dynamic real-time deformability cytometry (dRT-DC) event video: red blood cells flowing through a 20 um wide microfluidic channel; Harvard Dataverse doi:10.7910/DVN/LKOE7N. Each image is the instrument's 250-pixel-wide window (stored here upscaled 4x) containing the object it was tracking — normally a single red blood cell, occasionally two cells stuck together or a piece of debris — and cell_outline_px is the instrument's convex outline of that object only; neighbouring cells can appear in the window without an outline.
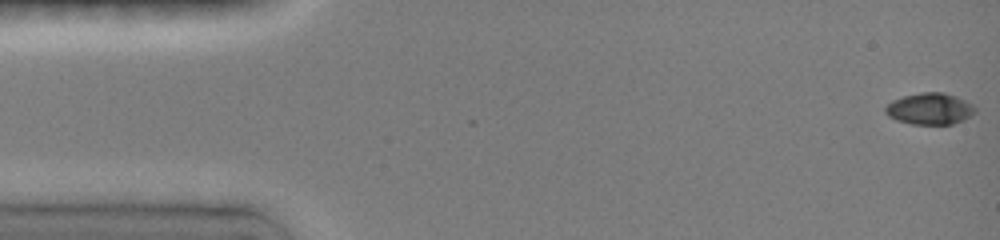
{"species": "common noctule bat (a hibernating species)", "species_latin": "Nyctalus noctula", "temperature_condition": "room temperature", "stored_images_in_passage": 3, "camera_frame_rate_fps": 3000, "um_per_image_px": 0.085, "animal": {"sex": "female", "body_mass_g": 19.0, "forearm_length_mm": 51.5}, "frame": {"image": 1, "passage_image": 1, "time_ms": 0.0, "image_size_px": [1000, 240], "cell_outline_px": [[976, 112], [964, 120], [952, 124], [912, 124], [896, 120], [888, 116], [884, 112], [884, 108], [892, 100], [904, 96], [920, 92], [944, 92], [956, 96], [972, 104], [976, 108]], "centroid_in_image_um": [79.03, 9.24], "position_along_channel_um": 6.0, "area_um2": 16.59}}